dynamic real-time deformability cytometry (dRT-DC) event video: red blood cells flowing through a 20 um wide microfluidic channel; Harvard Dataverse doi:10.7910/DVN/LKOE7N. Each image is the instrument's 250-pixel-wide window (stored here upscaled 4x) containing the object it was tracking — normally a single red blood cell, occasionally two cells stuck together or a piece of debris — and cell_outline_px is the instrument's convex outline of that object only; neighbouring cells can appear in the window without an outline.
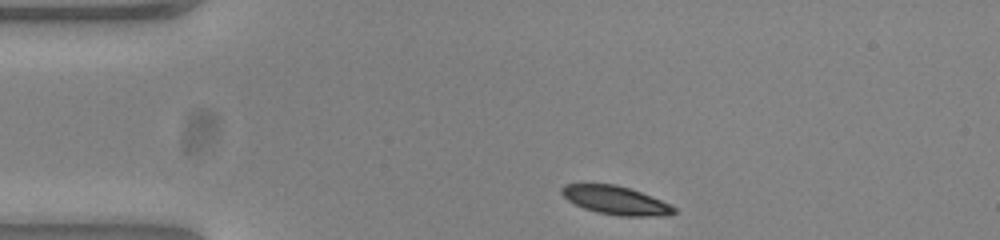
{"species": "common noctule bat (a hibernating species)", "species_latin": "Nyctalus noctula", "temperature_condition": "warm", "stored_images_in_passage": 36, "camera_frame_rate_fps": 3000, "um_per_image_px": 0.085, "animal": {"sex": "female", "body_mass_g": 23.0, "forearm_length_mm": 53.4}, "frame": {"image": 1, "passage_image": 1, "time_ms": 0.0, "image_size_px": [1000, 240], "cell_outline_px": [[676, 212], [664, 216], [620, 216], [596, 212], [584, 208], [568, 200], [560, 192], [560, 188], [564, 184], [616, 184], [640, 192], [660, 200], [676, 208]], "centroid_in_image_um": [52.31, 17.03], "position_along_channel_um": 32.7, "area_um2": 18.44}}
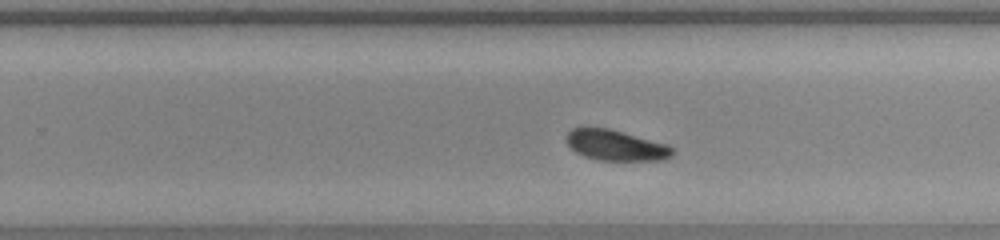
{"frame": {"image": 2, "passage_image": 24, "time_ms": 7.667, "image_size_px": [1000, 240], "cell_outline_px": [[672, 156], [664, 160], [596, 160], [584, 156], [576, 152], [568, 144], [568, 132], [572, 128], [608, 128], [668, 144], [672, 148]], "centroid_in_image_um": [52.37, 12.36], "position_along_channel_um": 277.4, "area_um2": 18.67}}
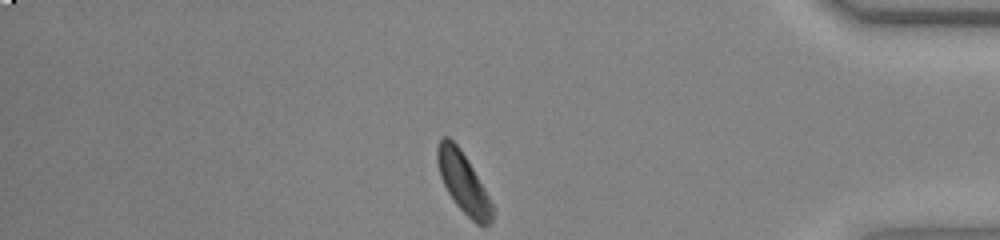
{"frame": {"image": 3, "passage_image": 36, "time_ms": 11.667, "image_size_px": [1000, 240], "cell_outline_px": [[496, 208], [492, 220], [488, 224], [476, 224], [456, 204], [448, 192], [440, 176], [436, 160], [436, 148], [440, 140], [444, 136], [448, 136], [460, 148], [468, 160]], "centroid_in_image_um": [39.39, 15.52], "position_along_channel_um": 395.8, "area_um2": 19.36}, "authors_computed_cell_mechanics": {"area_um2": 19.4208, "velocity_mm_per_s": 3.8046, "shape_relaxation_time_tau1_ms": 2.0252, "shape_relaxation_time_tau2_ms": null, "deformation_change_tau1": 0.0886, "deformation_change_tau2": null}}